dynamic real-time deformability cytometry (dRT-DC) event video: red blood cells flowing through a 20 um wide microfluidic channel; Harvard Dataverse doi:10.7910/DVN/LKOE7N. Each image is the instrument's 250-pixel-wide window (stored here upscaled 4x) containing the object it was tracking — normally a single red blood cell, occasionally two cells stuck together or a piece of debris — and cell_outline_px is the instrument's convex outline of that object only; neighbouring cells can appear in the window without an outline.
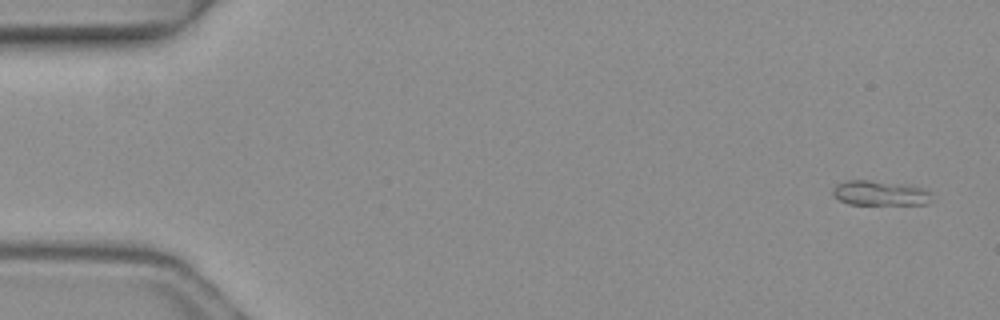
{"species": "common noctule bat (a hibernating species)", "species_latin": "Nyctalus noctula", "temperature_condition": "warm", "stored_images_in_passage": 6, "camera_frame_rate_fps": 3000, "um_per_image_px": 0.085, "animal": {"sex": "female", "body_mass_g": 19.3, "forearm_length_mm": 54.1}, "frame": {"image": 1, "passage_image": 1, "time_ms": 0.0, "image_size_px": [1000, 320], "cell_outline_px": [[932, 192], [928, 204], [848, 204], [832, 196], [832, 188], [836, 184], [844, 180], [868, 180], [904, 184], [924, 188]], "centroid_in_image_um": [74.76, 16.4], "position_along_channel_um": 10.2, "area_um2": 14.45}}
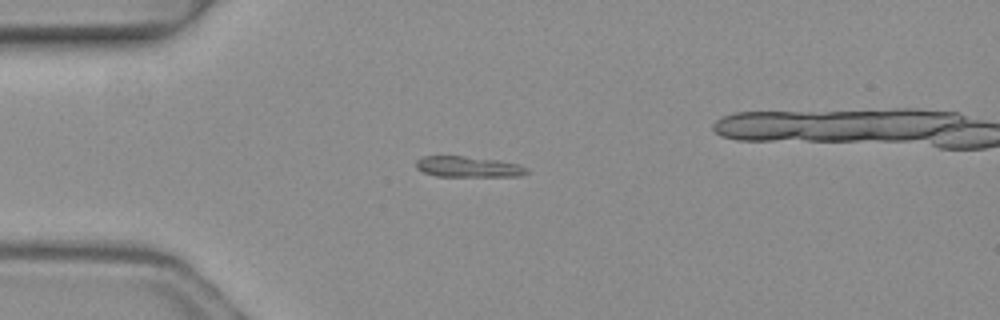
{"frame": {"image": 2, "passage_image": 4, "time_ms": 1.0, "image_size_px": [1000, 320], "cell_outline_px": [[528, 172], [520, 176], [436, 176], [424, 172], [416, 168], [416, 160], [424, 156], [464, 156], [500, 160], [520, 164], [528, 168]], "centroid_in_image_um": [39.83, 14.17], "position_along_channel_um": 45.2, "area_um2": 13.47}}